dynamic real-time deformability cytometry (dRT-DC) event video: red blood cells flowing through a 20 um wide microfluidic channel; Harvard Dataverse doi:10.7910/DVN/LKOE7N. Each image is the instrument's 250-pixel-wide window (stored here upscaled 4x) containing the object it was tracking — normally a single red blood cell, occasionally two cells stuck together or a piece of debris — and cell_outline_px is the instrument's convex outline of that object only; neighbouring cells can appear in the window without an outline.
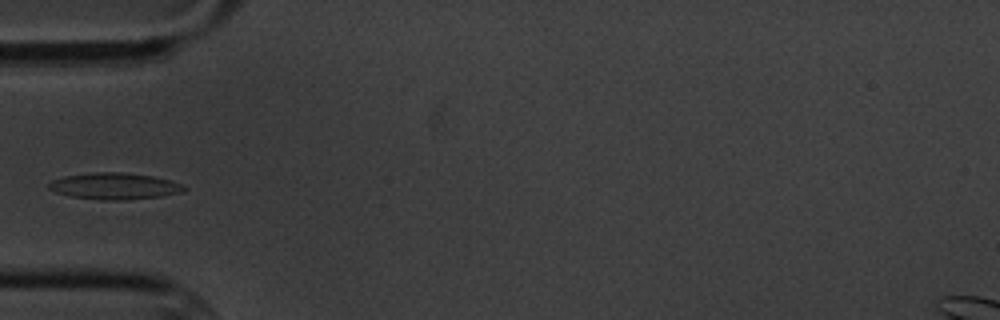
{"species": "common noctule bat (a hibernating species)", "species_latin": "Nyctalus noctula", "temperature_condition": "cold", "stored_images_in_passage": 9, "camera_frame_rate_fps": 3000, "um_per_image_px": 0.085, "animal": {"sex": "male", "body_mass_g": 20.1, "forearm_length_mm": 53.5}, "frame": {"image": 1, "passage_image": 6, "time_ms": 6.0, "image_size_px": [1000, 320], "cell_outline_px": [[188, 188], [184, 192], [160, 196], [120, 200], [100, 200], [72, 196], [56, 192], [48, 188], [48, 184], [52, 180], [64, 176], [92, 172], [124, 172], [152, 176], [172, 180]], "centroid_in_image_um": [9.75, 15.81], "position_along_channel_um": 75.3, "area_um2": 20.87}}
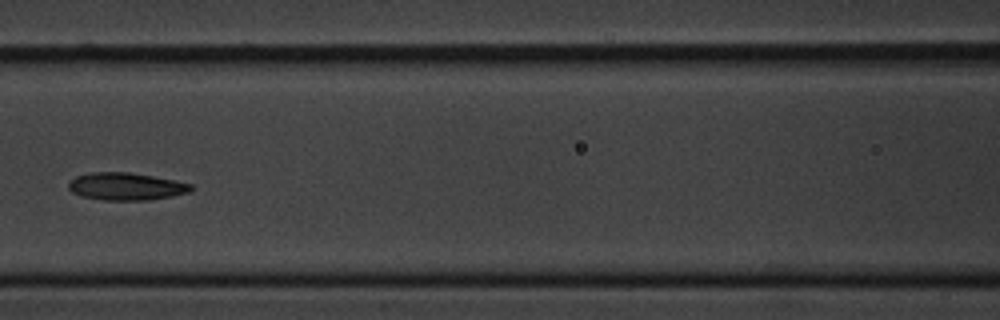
{"frame": {"image": 2, "passage_image": 8, "time_ms": 8.333, "image_size_px": [1000, 320], "cell_outline_px": [[192, 192], [172, 196], [148, 200], [100, 200], [80, 196], [72, 192], [68, 188], [68, 180], [76, 176], [88, 172], [128, 172], [152, 176], [192, 184]], "centroid_in_image_um": [10.66, 15.85], "position_along_channel_um": 155.9, "area_um2": 19.77}}
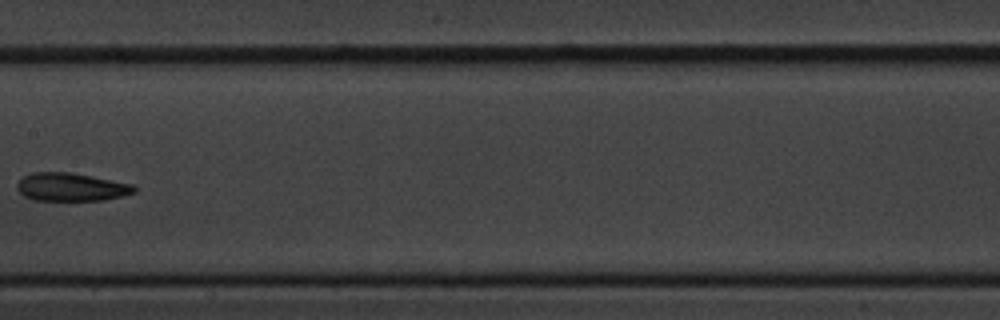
{"frame": {"image": 3, "passage_image": 9, "time_ms": 9.667, "image_size_px": [1000, 320], "cell_outline_px": [[136, 192], [124, 196], [104, 200], [36, 200], [24, 196], [16, 188], [16, 184], [24, 176], [32, 172], [68, 172], [132, 184], [136, 188]], "centroid_in_image_um": [6.04, 15.9], "position_along_channel_um": 201.4, "area_um2": 19.07}}